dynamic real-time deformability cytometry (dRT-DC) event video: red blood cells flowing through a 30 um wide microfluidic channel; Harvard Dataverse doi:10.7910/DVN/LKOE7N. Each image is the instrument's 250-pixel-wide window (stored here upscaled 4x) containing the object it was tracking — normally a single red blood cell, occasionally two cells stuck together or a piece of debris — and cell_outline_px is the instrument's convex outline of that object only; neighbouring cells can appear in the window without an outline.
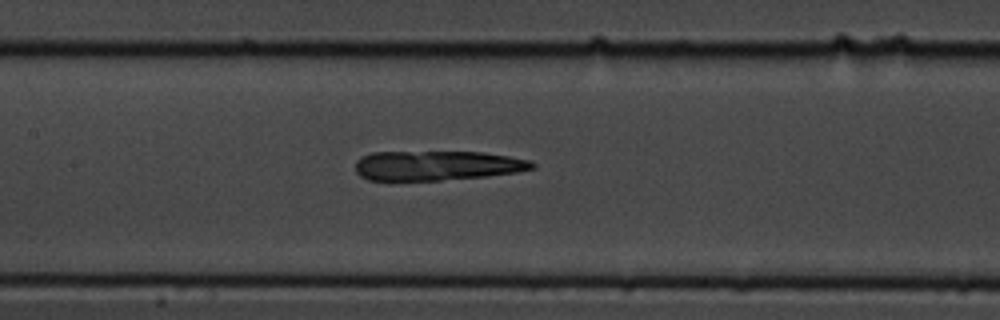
{"species": "common noctule bat (a hibernating species)", "species_latin": "Nyctalus noctula", "temperature_condition": "cold", "stored_images_in_passage": 53, "camera_frame_rate_fps": 3000, "um_per_image_px": 0.085, "animal": {"sex": "male", "body_mass_g": 19.5, "forearm_length_mm": 54.6}, "frame": {"image": 1, "passage_image": 26, "time_ms": 8.333, "image_size_px": [1000, 320], "cell_outline_px": [[536, 168], [516, 172], [484, 176], [440, 180], [388, 184], [368, 180], [360, 176], [356, 172], [356, 160], [360, 156], [372, 152], [480, 152], [508, 156], [528, 160], [536, 164]], "centroid_in_image_um": [37.0, 14.11], "position_along_channel_um": 170.4, "area_um2": 31.5}}
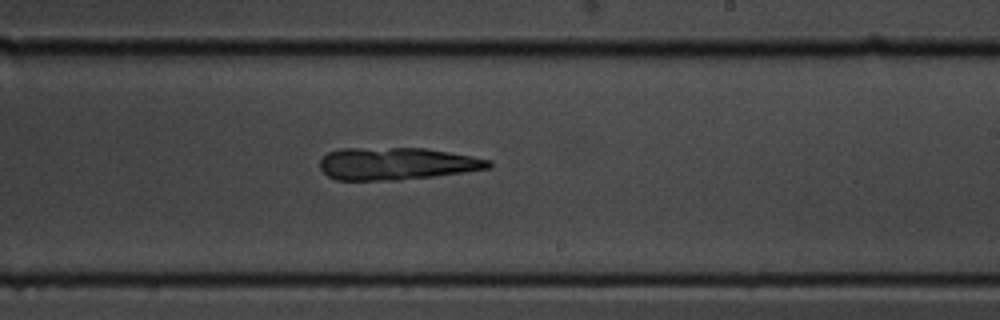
{"frame": {"image": 2, "passage_image": 33, "time_ms": 10.667, "image_size_px": [1000, 320], "cell_outline_px": [[492, 168], [464, 172], [400, 180], [336, 180], [328, 176], [320, 168], [320, 160], [328, 152], [340, 148], [424, 148], [472, 156], [492, 160]], "centroid_in_image_um": [33.72, 13.91], "position_along_channel_um": 255.3, "area_um2": 31.85}}
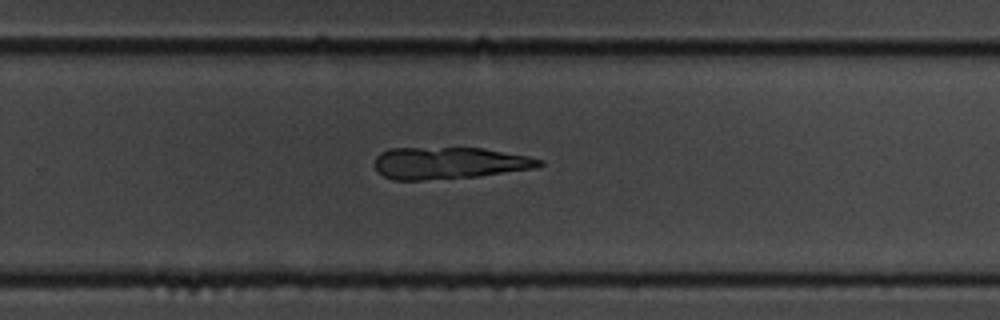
{"frame": {"image": 3, "passage_image": 36, "time_ms": 11.667, "image_size_px": [1000, 320], "cell_outline_px": [[544, 164], [536, 168], [476, 176], [424, 180], [392, 180], [376, 172], [376, 156], [380, 152], [388, 148], [484, 148], [528, 156], [544, 160]], "centroid_in_image_um": [38.16, 13.85], "position_along_channel_um": 291.6, "area_um2": 30.63}}